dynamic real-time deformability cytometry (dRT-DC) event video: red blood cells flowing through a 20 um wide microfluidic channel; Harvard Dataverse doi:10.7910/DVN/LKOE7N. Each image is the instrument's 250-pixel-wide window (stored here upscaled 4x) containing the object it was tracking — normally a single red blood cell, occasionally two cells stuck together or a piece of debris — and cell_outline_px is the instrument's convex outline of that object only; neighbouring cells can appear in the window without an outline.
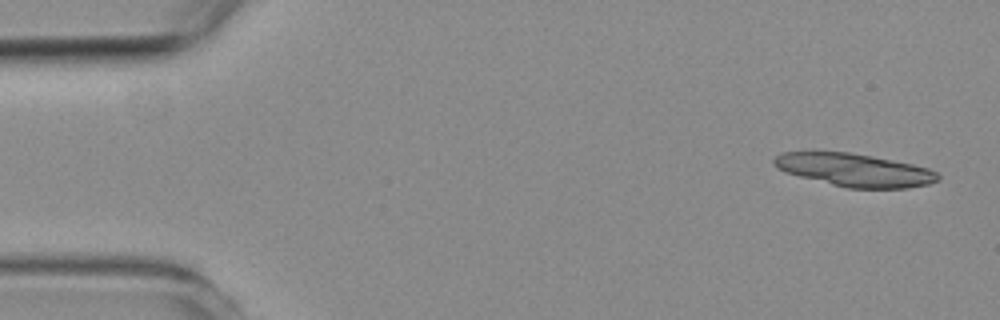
{"species": "common noctule bat (a hibernating species)", "species_latin": "Nyctalus noctula", "temperature_condition": "room temperature", "stored_images_in_passage": 5, "camera_frame_rate_fps": 3000, "um_per_image_px": 0.085, "animal": {"sex": "female", "body_mass_g": 19.3, "forearm_length_mm": 54.1}, "frame": {"image": 1, "passage_image": 1, "time_ms": 0.0, "image_size_px": [1000, 320], "cell_outline_px": [[940, 180], [928, 184], [908, 188], [848, 188], [784, 172], [772, 160], [780, 152], [816, 148], [852, 152], [912, 164], [928, 168], [936, 172], [940, 176]], "centroid_in_image_um": [72.56, 14.39], "position_along_channel_um": 12.4, "area_um2": 32.19}}